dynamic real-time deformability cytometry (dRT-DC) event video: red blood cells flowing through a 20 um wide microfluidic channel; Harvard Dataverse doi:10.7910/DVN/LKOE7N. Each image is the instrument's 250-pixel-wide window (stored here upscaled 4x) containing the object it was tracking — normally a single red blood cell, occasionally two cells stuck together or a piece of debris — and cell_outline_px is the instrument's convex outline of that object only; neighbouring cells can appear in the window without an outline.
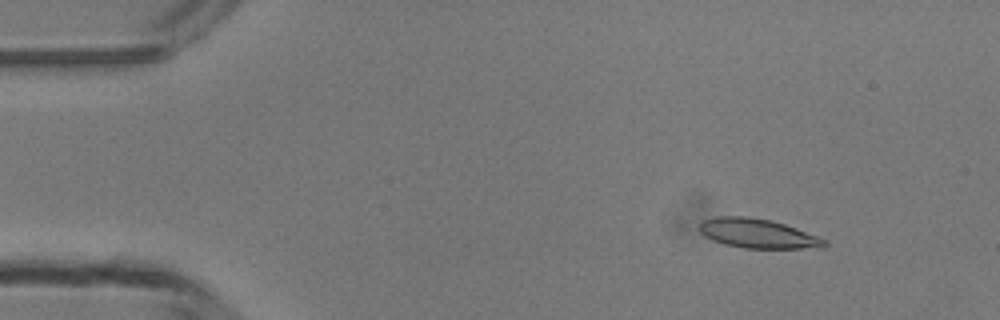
{"species": "common noctule bat (a hibernating species)", "species_latin": "Nyctalus noctula", "temperature_condition": "room temperature", "stored_images_in_passage": 11, "camera_frame_rate_fps": 3000, "um_per_image_px": 0.085, "animal": {"sex": "male", "body_mass_g": 13.3}, "frame": {"image": 1, "passage_image": 1, "time_ms": 0.0, "image_size_px": [1000, 320], "cell_outline_px": [[828, 244], [800, 248], [744, 248], [724, 244], [712, 240], [704, 236], [700, 232], [700, 224], [704, 220], [716, 216], [748, 216], [772, 220], [796, 228], [828, 240]], "centroid_in_image_um": [64.35, 19.83], "position_along_channel_um": 20.7, "area_um2": 21.15}}
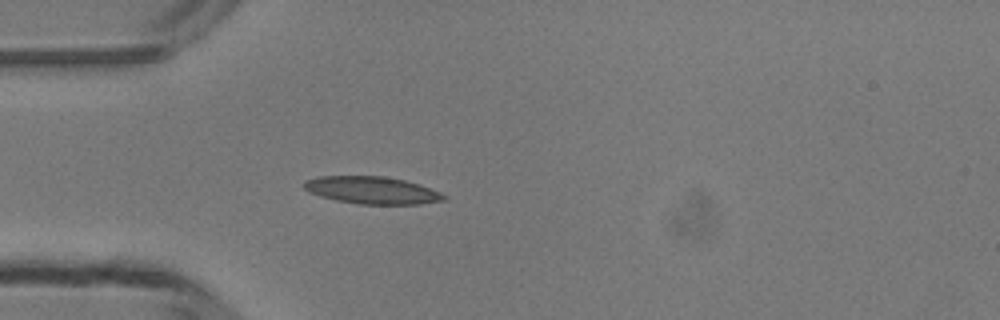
{"frame": {"image": 2, "passage_image": 9, "time_ms": 2.667, "image_size_px": [1000, 320], "cell_outline_px": [[448, 200], [420, 204], [360, 204], [336, 200], [320, 196], [308, 192], [304, 188], [304, 180], [320, 176], [384, 176], [404, 180], [420, 184], [440, 192], [448, 196]], "centroid_in_image_um": [31.65, 16.17], "position_along_channel_um": 53.3, "area_um2": 22.43}}